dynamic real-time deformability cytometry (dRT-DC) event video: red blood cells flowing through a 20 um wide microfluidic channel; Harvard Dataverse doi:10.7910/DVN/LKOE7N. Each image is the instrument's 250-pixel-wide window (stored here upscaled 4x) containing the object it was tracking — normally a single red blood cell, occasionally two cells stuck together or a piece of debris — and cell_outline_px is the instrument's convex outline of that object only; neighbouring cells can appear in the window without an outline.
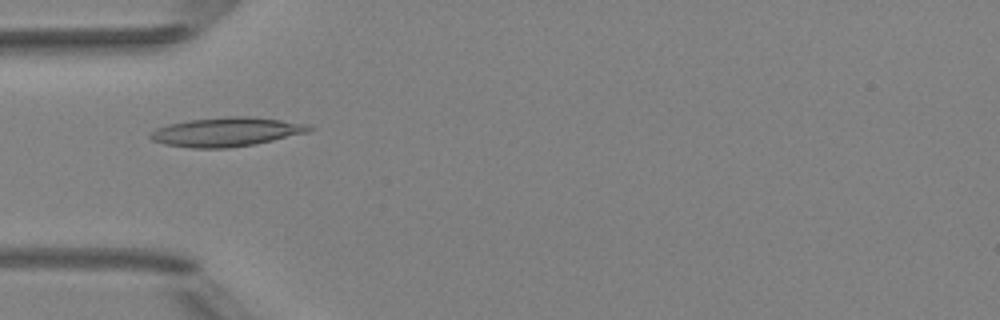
{"species": "Egyptian fruit bat (a non-hibernating species)", "species_latin": "Rousettus aegyptiacus", "temperature_condition": "room temperature", "stored_images_in_passage": 5, "camera_frame_rate_fps": 3000, "um_per_image_px": 0.085, "animal": {"sex": "female"}, "frame": {"image": 1, "passage_image": 5, "time_ms": 4.667, "image_size_px": [1000, 320], "cell_outline_px": [[316, 128], [308, 132], [272, 140], [252, 144], [228, 148], [192, 148], [164, 144], [152, 140], [148, 136], [148, 132], [156, 128], [168, 124], [188, 120], [228, 116], [248, 116], [312, 124]], "centroid_in_image_um": [19.23, 11.2], "position_along_channel_um": 65.8, "area_um2": 26.99}}